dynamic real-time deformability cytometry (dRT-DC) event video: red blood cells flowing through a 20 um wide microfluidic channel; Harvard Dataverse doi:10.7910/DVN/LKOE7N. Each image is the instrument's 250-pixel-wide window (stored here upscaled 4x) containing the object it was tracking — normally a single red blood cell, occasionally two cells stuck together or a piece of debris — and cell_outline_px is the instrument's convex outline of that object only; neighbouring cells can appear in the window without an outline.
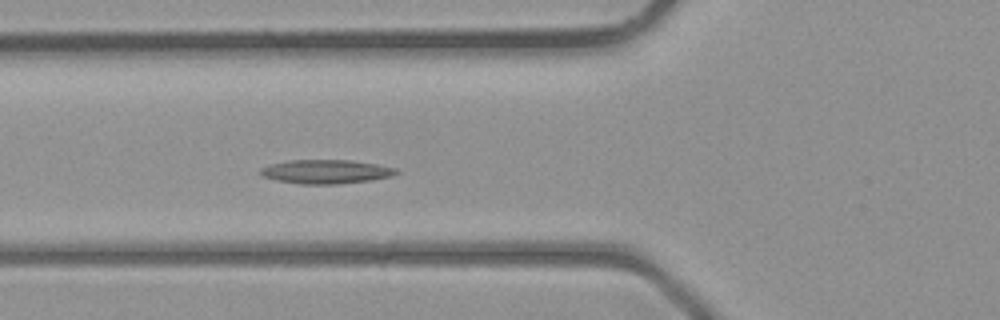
{"species": "common noctule bat (a hibernating species)", "species_latin": "Nyctalus noctula", "temperature_condition": "room temperature", "stored_images_in_passage": 34, "camera_frame_rate_fps": 3000, "um_per_image_px": 0.085, "animal": {"sex": "male", "body_mass_g": 23.1, "forearm_length_mm": 52.7}, "frame": {"image": 1, "passage_image": 8, "time_ms": 2.333, "image_size_px": [1000, 320], "cell_outline_px": [[400, 172], [392, 176], [372, 180], [340, 184], [300, 184], [276, 180], [264, 176], [260, 172], [260, 168], [268, 164], [288, 160], [352, 160], [376, 164], [396, 168]], "centroid_in_image_um": [27.72, 14.59], "position_along_channel_um": 98.1, "area_um2": 19.07}}
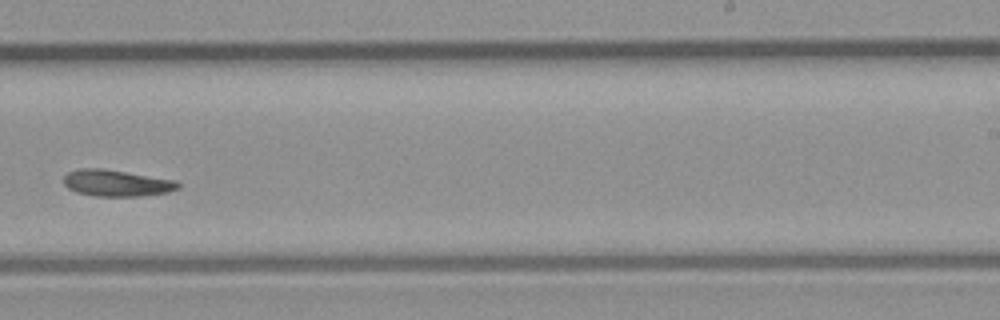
{"frame": {"image": 2, "passage_image": 19, "time_ms": 6.0, "image_size_px": [1000, 320], "cell_outline_px": [[180, 188], [168, 192], [140, 196], [92, 196], [76, 192], [68, 188], [64, 184], [64, 176], [68, 172], [80, 168], [104, 168], [176, 180], [180, 184]], "centroid_in_image_um": [9.91, 15.56], "position_along_channel_um": 279.1, "area_um2": 17.8}}
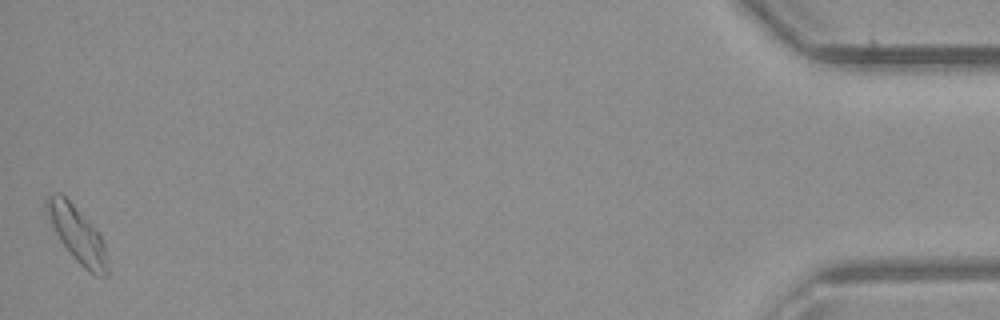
{"frame": {"image": 3, "passage_image": 34, "time_ms": 11.0, "image_size_px": [1000, 320], "cell_outline_px": [[108, 276], [96, 276], [88, 272], [72, 256], [60, 240], [44, 208], [44, 200], [52, 192], [60, 192], [72, 204], [100, 236], [104, 244], [108, 264]], "centroid_in_image_um": [6.54, 19.94], "position_along_channel_um": 428.7, "area_um2": 19.31}}